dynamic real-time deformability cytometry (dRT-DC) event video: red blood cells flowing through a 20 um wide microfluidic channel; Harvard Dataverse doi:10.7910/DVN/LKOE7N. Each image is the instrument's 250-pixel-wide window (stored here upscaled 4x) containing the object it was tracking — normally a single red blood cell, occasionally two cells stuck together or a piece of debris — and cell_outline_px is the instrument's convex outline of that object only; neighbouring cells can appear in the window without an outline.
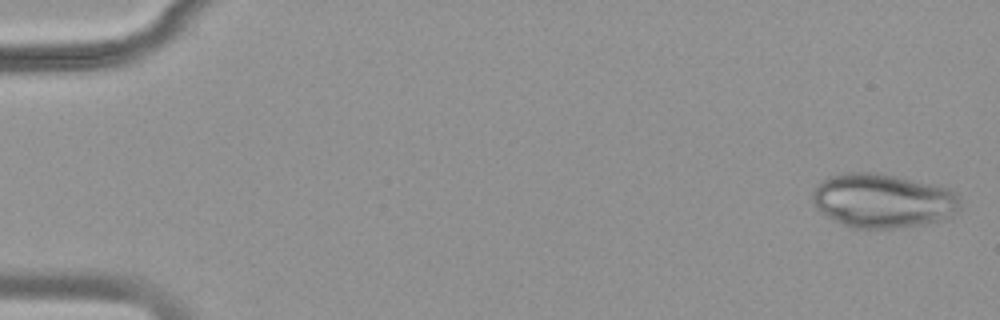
{"species": "common noctule bat (a hibernating species)", "species_latin": "Nyctalus noctula", "temperature_condition": "warm", "stored_images_in_passage": 12, "camera_frame_rate_fps": 3000, "um_per_image_px": 0.085, "animal": {"sex": "female", "body_mass_g": 18.4}, "frame": {"image": 1, "passage_image": 1, "time_ms": 0.0, "image_size_px": [1000, 320], "cell_outline_px": [[960, 208], [948, 220], [892, 228], [856, 228], [844, 224], [820, 212], [816, 208], [812, 200], [812, 192], [816, 184], [820, 180], [828, 176], [848, 172], [880, 172], [932, 184], [948, 188], [956, 192], [960, 196]], "centroid_in_image_um": [75.05, 17.04], "position_along_channel_um": 9.9, "area_um2": 46.99}}